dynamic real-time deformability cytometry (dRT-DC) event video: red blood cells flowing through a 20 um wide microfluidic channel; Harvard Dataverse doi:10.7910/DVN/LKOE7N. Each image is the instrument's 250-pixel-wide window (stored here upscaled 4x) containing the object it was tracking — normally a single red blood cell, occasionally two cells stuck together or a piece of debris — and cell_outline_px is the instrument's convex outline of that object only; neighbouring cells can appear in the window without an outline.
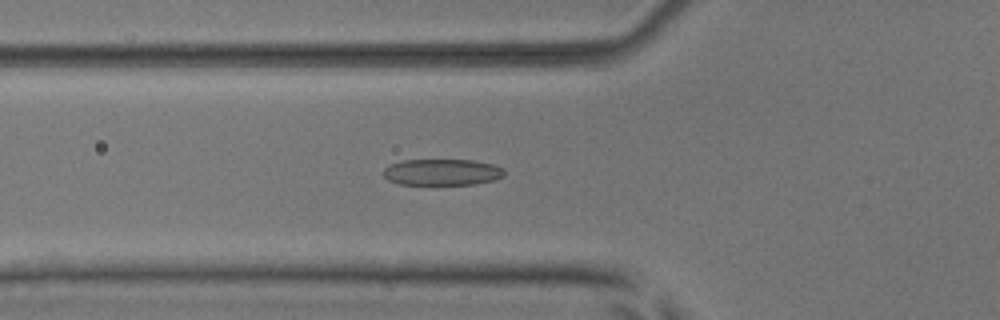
{"species": "common noctule bat (a hibernating species)", "species_latin": "Nyctalus noctula", "temperature_condition": "room temperature", "stored_images_in_passage": 34, "camera_frame_rate_fps": 3000, "um_per_image_px": 0.085, "animal": {"sex": "male", "body_mass_g": 17.9, "forearm_length_mm": 54.2}, "frame": {"image": 1, "passage_image": 8, "time_ms": 2.333, "image_size_px": [1000, 320], "cell_outline_px": [[504, 176], [492, 180], [476, 184], [400, 184], [388, 180], [384, 176], [384, 168], [388, 164], [404, 160], [472, 160], [492, 164], [504, 168]], "centroid_in_image_um": [37.57, 14.63], "position_along_channel_um": 88.2, "area_um2": 18.5}}
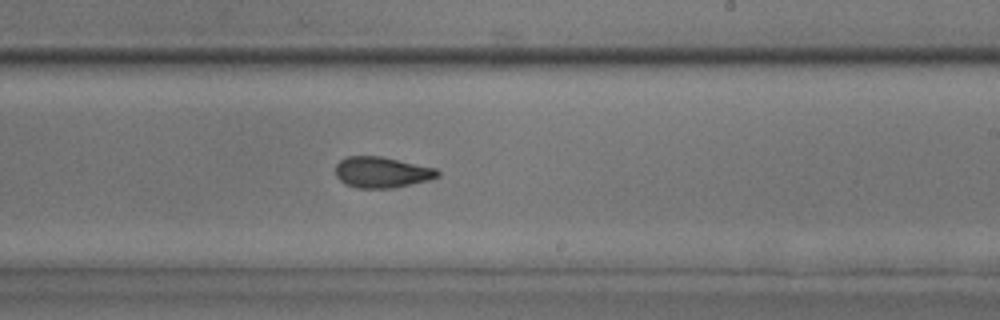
{"frame": {"image": 2, "passage_image": 21, "time_ms": 6.667, "image_size_px": [1000, 320], "cell_outline_px": [[440, 176], [428, 180], [396, 188], [356, 188], [344, 184], [336, 176], [336, 164], [340, 160], [348, 156], [380, 156], [436, 168], [440, 172]], "centroid_in_image_um": [32.45, 14.65], "position_along_channel_um": 256.6, "area_um2": 18.5}}
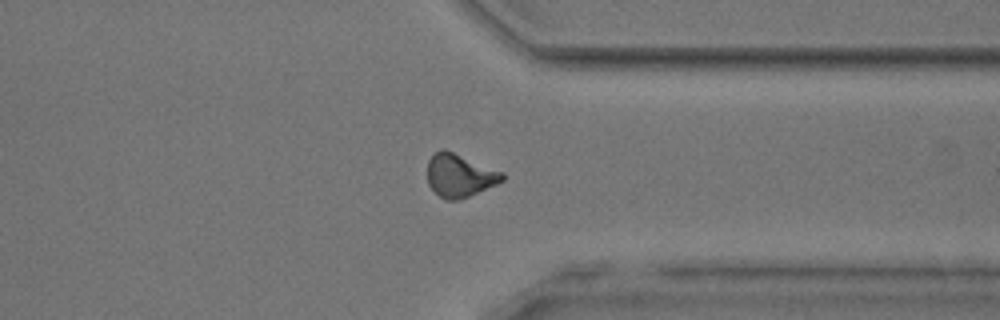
{"frame": {"image": 3, "passage_image": 30, "time_ms": 9.667, "image_size_px": [1000, 320], "cell_outline_px": [[504, 180], [496, 184], [460, 200], [448, 200], [440, 196], [428, 184], [428, 160], [432, 152], [440, 148], [444, 148], [504, 172]], "centroid_in_image_um": [39.06, 14.88], "position_along_channel_um": 372.3, "area_um2": 18.9}, "authors_computed_cell_mechanics": {"area_um2": 18.8139, "velocity_mm_per_s": 3.8855, "shape_relaxation_time_tau1_ms": 3.5723, "shape_relaxation_time_tau2_ms": 2.4373, "deformation_change_tau1": 0.143, "deformation_change_tau2": 0.1048}}